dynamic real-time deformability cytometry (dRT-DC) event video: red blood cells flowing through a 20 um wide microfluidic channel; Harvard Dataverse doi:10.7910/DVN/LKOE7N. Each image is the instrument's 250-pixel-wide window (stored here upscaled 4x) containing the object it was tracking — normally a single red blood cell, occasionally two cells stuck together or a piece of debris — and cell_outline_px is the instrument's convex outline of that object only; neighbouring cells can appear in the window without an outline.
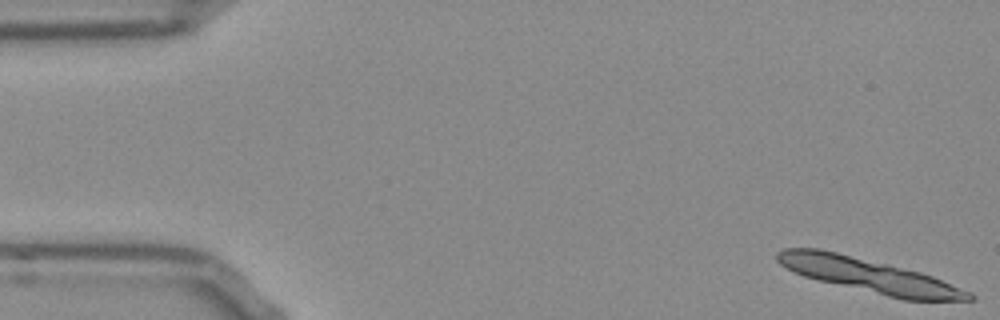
{"species": "Egyptian fruit bat (a non-hibernating species)", "species_latin": "Rousettus aegyptiacus", "temperature_condition": "room temperature", "stored_images_in_passage": 11, "camera_frame_rate_fps": 3000, "um_per_image_px": 0.085, "frame": {"image": 1, "passage_image": 1, "time_ms": 0.0, "image_size_px": [1000, 320], "cell_outline_px": [[976, 300], [904, 300], [816, 280], [804, 276], [784, 268], [776, 260], [776, 252], [784, 248], [820, 248], [888, 264], [920, 272], [932, 276], [972, 292], [976, 296]], "centroid_in_image_um": [73.84, 23.41], "position_along_channel_um": 11.2, "area_um2": 38.09}}